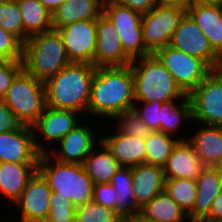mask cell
I'll return each instance as SVG.
<instances>
[{
  "label": "cell",
  "instance_id": "obj_45",
  "mask_svg": "<svg viewBox=\"0 0 222 222\" xmlns=\"http://www.w3.org/2000/svg\"><path fill=\"white\" fill-rule=\"evenodd\" d=\"M39 1L52 14L58 7H60L67 0H39Z\"/></svg>",
  "mask_w": 222,
  "mask_h": 222
},
{
  "label": "cell",
  "instance_id": "obj_4",
  "mask_svg": "<svg viewBox=\"0 0 222 222\" xmlns=\"http://www.w3.org/2000/svg\"><path fill=\"white\" fill-rule=\"evenodd\" d=\"M70 62L57 29L31 36L23 43V69L39 81L45 83Z\"/></svg>",
  "mask_w": 222,
  "mask_h": 222
},
{
  "label": "cell",
  "instance_id": "obj_14",
  "mask_svg": "<svg viewBox=\"0 0 222 222\" xmlns=\"http://www.w3.org/2000/svg\"><path fill=\"white\" fill-rule=\"evenodd\" d=\"M51 194L52 190L46 179L37 170L13 204L16 209L19 207V215L16 218L20 217L14 222H45L50 210Z\"/></svg>",
  "mask_w": 222,
  "mask_h": 222
},
{
  "label": "cell",
  "instance_id": "obj_1",
  "mask_svg": "<svg viewBox=\"0 0 222 222\" xmlns=\"http://www.w3.org/2000/svg\"><path fill=\"white\" fill-rule=\"evenodd\" d=\"M134 102V75L130 64L96 67L87 116L101 117L106 123L111 119L110 124L119 113L133 109Z\"/></svg>",
  "mask_w": 222,
  "mask_h": 222
},
{
  "label": "cell",
  "instance_id": "obj_31",
  "mask_svg": "<svg viewBox=\"0 0 222 222\" xmlns=\"http://www.w3.org/2000/svg\"><path fill=\"white\" fill-rule=\"evenodd\" d=\"M178 138L162 131H152L145 139L146 164L163 168Z\"/></svg>",
  "mask_w": 222,
  "mask_h": 222
},
{
  "label": "cell",
  "instance_id": "obj_25",
  "mask_svg": "<svg viewBox=\"0 0 222 222\" xmlns=\"http://www.w3.org/2000/svg\"><path fill=\"white\" fill-rule=\"evenodd\" d=\"M103 0H67L52 13V28L81 20L97 19L102 14Z\"/></svg>",
  "mask_w": 222,
  "mask_h": 222
},
{
  "label": "cell",
  "instance_id": "obj_46",
  "mask_svg": "<svg viewBox=\"0 0 222 222\" xmlns=\"http://www.w3.org/2000/svg\"><path fill=\"white\" fill-rule=\"evenodd\" d=\"M124 222H160V221L149 219L138 211L135 214L126 216L124 218Z\"/></svg>",
  "mask_w": 222,
  "mask_h": 222
},
{
  "label": "cell",
  "instance_id": "obj_50",
  "mask_svg": "<svg viewBox=\"0 0 222 222\" xmlns=\"http://www.w3.org/2000/svg\"><path fill=\"white\" fill-rule=\"evenodd\" d=\"M5 60L0 56V64L3 63Z\"/></svg>",
  "mask_w": 222,
  "mask_h": 222
},
{
  "label": "cell",
  "instance_id": "obj_12",
  "mask_svg": "<svg viewBox=\"0 0 222 222\" xmlns=\"http://www.w3.org/2000/svg\"><path fill=\"white\" fill-rule=\"evenodd\" d=\"M170 46L202 59L212 70L222 68V58L213 50L206 35L188 13L175 29Z\"/></svg>",
  "mask_w": 222,
  "mask_h": 222
},
{
  "label": "cell",
  "instance_id": "obj_35",
  "mask_svg": "<svg viewBox=\"0 0 222 222\" xmlns=\"http://www.w3.org/2000/svg\"><path fill=\"white\" fill-rule=\"evenodd\" d=\"M0 26L25 42L22 14L17 2L0 3Z\"/></svg>",
  "mask_w": 222,
  "mask_h": 222
},
{
  "label": "cell",
  "instance_id": "obj_2",
  "mask_svg": "<svg viewBox=\"0 0 222 222\" xmlns=\"http://www.w3.org/2000/svg\"><path fill=\"white\" fill-rule=\"evenodd\" d=\"M96 67L85 62H70L45 82L46 106L87 114Z\"/></svg>",
  "mask_w": 222,
  "mask_h": 222
},
{
  "label": "cell",
  "instance_id": "obj_3",
  "mask_svg": "<svg viewBox=\"0 0 222 222\" xmlns=\"http://www.w3.org/2000/svg\"><path fill=\"white\" fill-rule=\"evenodd\" d=\"M38 171L46 179L51 196H62L76 207L92 201L94 183L81 164L55 160L48 153H41Z\"/></svg>",
  "mask_w": 222,
  "mask_h": 222
},
{
  "label": "cell",
  "instance_id": "obj_16",
  "mask_svg": "<svg viewBox=\"0 0 222 222\" xmlns=\"http://www.w3.org/2000/svg\"><path fill=\"white\" fill-rule=\"evenodd\" d=\"M95 67L127 66L132 59L124 52L114 24L103 14L96 19Z\"/></svg>",
  "mask_w": 222,
  "mask_h": 222
},
{
  "label": "cell",
  "instance_id": "obj_37",
  "mask_svg": "<svg viewBox=\"0 0 222 222\" xmlns=\"http://www.w3.org/2000/svg\"><path fill=\"white\" fill-rule=\"evenodd\" d=\"M162 103L159 100L135 101L133 110L152 131H160V121H162V108L160 107Z\"/></svg>",
  "mask_w": 222,
  "mask_h": 222
},
{
  "label": "cell",
  "instance_id": "obj_10",
  "mask_svg": "<svg viewBox=\"0 0 222 222\" xmlns=\"http://www.w3.org/2000/svg\"><path fill=\"white\" fill-rule=\"evenodd\" d=\"M186 13V9L157 5L143 14L141 24L145 47L154 54L170 45L174 31Z\"/></svg>",
  "mask_w": 222,
  "mask_h": 222
},
{
  "label": "cell",
  "instance_id": "obj_33",
  "mask_svg": "<svg viewBox=\"0 0 222 222\" xmlns=\"http://www.w3.org/2000/svg\"><path fill=\"white\" fill-rule=\"evenodd\" d=\"M76 222H124V218L116 210L92 200L77 207Z\"/></svg>",
  "mask_w": 222,
  "mask_h": 222
},
{
  "label": "cell",
  "instance_id": "obj_17",
  "mask_svg": "<svg viewBox=\"0 0 222 222\" xmlns=\"http://www.w3.org/2000/svg\"><path fill=\"white\" fill-rule=\"evenodd\" d=\"M40 154L32 126L22 124L16 130L0 133V162L38 164Z\"/></svg>",
  "mask_w": 222,
  "mask_h": 222
},
{
  "label": "cell",
  "instance_id": "obj_27",
  "mask_svg": "<svg viewBox=\"0 0 222 222\" xmlns=\"http://www.w3.org/2000/svg\"><path fill=\"white\" fill-rule=\"evenodd\" d=\"M83 166L95 185L110 183L121 167L101 140L87 156Z\"/></svg>",
  "mask_w": 222,
  "mask_h": 222
},
{
  "label": "cell",
  "instance_id": "obj_5",
  "mask_svg": "<svg viewBox=\"0 0 222 222\" xmlns=\"http://www.w3.org/2000/svg\"><path fill=\"white\" fill-rule=\"evenodd\" d=\"M135 101L162 102L185 98L186 94L155 54L133 59Z\"/></svg>",
  "mask_w": 222,
  "mask_h": 222
},
{
  "label": "cell",
  "instance_id": "obj_11",
  "mask_svg": "<svg viewBox=\"0 0 222 222\" xmlns=\"http://www.w3.org/2000/svg\"><path fill=\"white\" fill-rule=\"evenodd\" d=\"M82 119H84L82 115L76 111L46 106L44 112L32 126L36 149L40 153H47L54 144H57Z\"/></svg>",
  "mask_w": 222,
  "mask_h": 222
},
{
  "label": "cell",
  "instance_id": "obj_29",
  "mask_svg": "<svg viewBox=\"0 0 222 222\" xmlns=\"http://www.w3.org/2000/svg\"><path fill=\"white\" fill-rule=\"evenodd\" d=\"M139 212L160 222H191L183 209L164 191L145 204Z\"/></svg>",
  "mask_w": 222,
  "mask_h": 222
},
{
  "label": "cell",
  "instance_id": "obj_43",
  "mask_svg": "<svg viewBox=\"0 0 222 222\" xmlns=\"http://www.w3.org/2000/svg\"><path fill=\"white\" fill-rule=\"evenodd\" d=\"M200 222H222V190L213 200L209 214Z\"/></svg>",
  "mask_w": 222,
  "mask_h": 222
},
{
  "label": "cell",
  "instance_id": "obj_24",
  "mask_svg": "<svg viewBox=\"0 0 222 222\" xmlns=\"http://www.w3.org/2000/svg\"><path fill=\"white\" fill-rule=\"evenodd\" d=\"M38 170V164L0 162V195L13 203L20 197L30 178Z\"/></svg>",
  "mask_w": 222,
  "mask_h": 222
},
{
  "label": "cell",
  "instance_id": "obj_30",
  "mask_svg": "<svg viewBox=\"0 0 222 222\" xmlns=\"http://www.w3.org/2000/svg\"><path fill=\"white\" fill-rule=\"evenodd\" d=\"M110 184L115 188L118 196L116 200V211L123 218L135 214V197L131 167L121 166L112 178Z\"/></svg>",
  "mask_w": 222,
  "mask_h": 222
},
{
  "label": "cell",
  "instance_id": "obj_18",
  "mask_svg": "<svg viewBox=\"0 0 222 222\" xmlns=\"http://www.w3.org/2000/svg\"><path fill=\"white\" fill-rule=\"evenodd\" d=\"M205 166L187 140H179L163 167L165 180H196Z\"/></svg>",
  "mask_w": 222,
  "mask_h": 222
},
{
  "label": "cell",
  "instance_id": "obj_8",
  "mask_svg": "<svg viewBox=\"0 0 222 222\" xmlns=\"http://www.w3.org/2000/svg\"><path fill=\"white\" fill-rule=\"evenodd\" d=\"M189 97L192 123L222 126V68L213 69Z\"/></svg>",
  "mask_w": 222,
  "mask_h": 222
},
{
  "label": "cell",
  "instance_id": "obj_19",
  "mask_svg": "<svg viewBox=\"0 0 222 222\" xmlns=\"http://www.w3.org/2000/svg\"><path fill=\"white\" fill-rule=\"evenodd\" d=\"M131 173L135 211L138 212L157 194L164 191L165 177L163 168L145 163L131 167Z\"/></svg>",
  "mask_w": 222,
  "mask_h": 222
},
{
  "label": "cell",
  "instance_id": "obj_22",
  "mask_svg": "<svg viewBox=\"0 0 222 222\" xmlns=\"http://www.w3.org/2000/svg\"><path fill=\"white\" fill-rule=\"evenodd\" d=\"M197 124L199 128L187 141L204 166L216 167L222 163V126Z\"/></svg>",
  "mask_w": 222,
  "mask_h": 222
},
{
  "label": "cell",
  "instance_id": "obj_36",
  "mask_svg": "<svg viewBox=\"0 0 222 222\" xmlns=\"http://www.w3.org/2000/svg\"><path fill=\"white\" fill-rule=\"evenodd\" d=\"M49 214L45 222H76V210L70 199L51 196Z\"/></svg>",
  "mask_w": 222,
  "mask_h": 222
},
{
  "label": "cell",
  "instance_id": "obj_9",
  "mask_svg": "<svg viewBox=\"0 0 222 222\" xmlns=\"http://www.w3.org/2000/svg\"><path fill=\"white\" fill-rule=\"evenodd\" d=\"M154 54L188 95L212 71L202 59L177 50L170 45L158 49Z\"/></svg>",
  "mask_w": 222,
  "mask_h": 222
},
{
  "label": "cell",
  "instance_id": "obj_38",
  "mask_svg": "<svg viewBox=\"0 0 222 222\" xmlns=\"http://www.w3.org/2000/svg\"><path fill=\"white\" fill-rule=\"evenodd\" d=\"M0 56L4 60H22L23 42L0 26Z\"/></svg>",
  "mask_w": 222,
  "mask_h": 222
},
{
  "label": "cell",
  "instance_id": "obj_13",
  "mask_svg": "<svg viewBox=\"0 0 222 222\" xmlns=\"http://www.w3.org/2000/svg\"><path fill=\"white\" fill-rule=\"evenodd\" d=\"M85 122L86 120H81L47 153L57 161L83 165L92 149L100 142L102 135L98 133L100 136H96V128Z\"/></svg>",
  "mask_w": 222,
  "mask_h": 222
},
{
  "label": "cell",
  "instance_id": "obj_15",
  "mask_svg": "<svg viewBox=\"0 0 222 222\" xmlns=\"http://www.w3.org/2000/svg\"><path fill=\"white\" fill-rule=\"evenodd\" d=\"M61 33L68 59L94 65L97 27L96 19L81 20L58 29Z\"/></svg>",
  "mask_w": 222,
  "mask_h": 222
},
{
  "label": "cell",
  "instance_id": "obj_6",
  "mask_svg": "<svg viewBox=\"0 0 222 222\" xmlns=\"http://www.w3.org/2000/svg\"><path fill=\"white\" fill-rule=\"evenodd\" d=\"M4 101L23 125L33 126L46 107L45 83L22 69L13 79Z\"/></svg>",
  "mask_w": 222,
  "mask_h": 222
},
{
  "label": "cell",
  "instance_id": "obj_39",
  "mask_svg": "<svg viewBox=\"0 0 222 222\" xmlns=\"http://www.w3.org/2000/svg\"><path fill=\"white\" fill-rule=\"evenodd\" d=\"M22 69V60H5L0 64V98H5L13 79Z\"/></svg>",
  "mask_w": 222,
  "mask_h": 222
},
{
  "label": "cell",
  "instance_id": "obj_34",
  "mask_svg": "<svg viewBox=\"0 0 222 222\" xmlns=\"http://www.w3.org/2000/svg\"><path fill=\"white\" fill-rule=\"evenodd\" d=\"M112 123L116 124L114 128H117L120 133L132 137L146 139L152 132L133 109L119 113Z\"/></svg>",
  "mask_w": 222,
  "mask_h": 222
},
{
  "label": "cell",
  "instance_id": "obj_41",
  "mask_svg": "<svg viewBox=\"0 0 222 222\" xmlns=\"http://www.w3.org/2000/svg\"><path fill=\"white\" fill-rule=\"evenodd\" d=\"M22 123L18 120L12 110L0 98V133L18 129Z\"/></svg>",
  "mask_w": 222,
  "mask_h": 222
},
{
  "label": "cell",
  "instance_id": "obj_26",
  "mask_svg": "<svg viewBox=\"0 0 222 222\" xmlns=\"http://www.w3.org/2000/svg\"><path fill=\"white\" fill-rule=\"evenodd\" d=\"M162 121H160V131L172 135L179 140H187L189 135L182 136L180 131L185 127V123L192 124V105L189 95L178 100H170L161 104ZM180 129V130H179ZM176 134V135H175ZM178 134V135H177Z\"/></svg>",
  "mask_w": 222,
  "mask_h": 222
},
{
  "label": "cell",
  "instance_id": "obj_20",
  "mask_svg": "<svg viewBox=\"0 0 222 222\" xmlns=\"http://www.w3.org/2000/svg\"><path fill=\"white\" fill-rule=\"evenodd\" d=\"M115 133L101 136V141L111 151L120 166L134 167L139 164H146L145 139L128 136L120 133L116 128Z\"/></svg>",
  "mask_w": 222,
  "mask_h": 222
},
{
  "label": "cell",
  "instance_id": "obj_28",
  "mask_svg": "<svg viewBox=\"0 0 222 222\" xmlns=\"http://www.w3.org/2000/svg\"><path fill=\"white\" fill-rule=\"evenodd\" d=\"M22 14L25 41L36 34L52 29V14L39 0L17 2Z\"/></svg>",
  "mask_w": 222,
  "mask_h": 222
},
{
  "label": "cell",
  "instance_id": "obj_42",
  "mask_svg": "<svg viewBox=\"0 0 222 222\" xmlns=\"http://www.w3.org/2000/svg\"><path fill=\"white\" fill-rule=\"evenodd\" d=\"M117 3L131 8L140 14H146L157 6L156 0H114Z\"/></svg>",
  "mask_w": 222,
  "mask_h": 222
},
{
  "label": "cell",
  "instance_id": "obj_48",
  "mask_svg": "<svg viewBox=\"0 0 222 222\" xmlns=\"http://www.w3.org/2000/svg\"><path fill=\"white\" fill-rule=\"evenodd\" d=\"M220 172V176H221V179H222V163L219 164L218 166H216Z\"/></svg>",
  "mask_w": 222,
  "mask_h": 222
},
{
  "label": "cell",
  "instance_id": "obj_49",
  "mask_svg": "<svg viewBox=\"0 0 222 222\" xmlns=\"http://www.w3.org/2000/svg\"><path fill=\"white\" fill-rule=\"evenodd\" d=\"M20 0H0V3H3V2H18Z\"/></svg>",
  "mask_w": 222,
  "mask_h": 222
},
{
  "label": "cell",
  "instance_id": "obj_21",
  "mask_svg": "<svg viewBox=\"0 0 222 222\" xmlns=\"http://www.w3.org/2000/svg\"><path fill=\"white\" fill-rule=\"evenodd\" d=\"M197 197L187 214L191 222L202 221L210 212L213 200L222 190V179L217 167L205 166L196 179Z\"/></svg>",
  "mask_w": 222,
  "mask_h": 222
},
{
  "label": "cell",
  "instance_id": "obj_40",
  "mask_svg": "<svg viewBox=\"0 0 222 222\" xmlns=\"http://www.w3.org/2000/svg\"><path fill=\"white\" fill-rule=\"evenodd\" d=\"M117 198V192L110 183L94 185L92 200L101 204L103 207L116 210Z\"/></svg>",
  "mask_w": 222,
  "mask_h": 222
},
{
  "label": "cell",
  "instance_id": "obj_47",
  "mask_svg": "<svg viewBox=\"0 0 222 222\" xmlns=\"http://www.w3.org/2000/svg\"><path fill=\"white\" fill-rule=\"evenodd\" d=\"M202 4H220L222 5V0H194Z\"/></svg>",
  "mask_w": 222,
  "mask_h": 222
},
{
  "label": "cell",
  "instance_id": "obj_7",
  "mask_svg": "<svg viewBox=\"0 0 222 222\" xmlns=\"http://www.w3.org/2000/svg\"><path fill=\"white\" fill-rule=\"evenodd\" d=\"M102 14L116 27L124 52L133 60L152 54L143 41L142 14L114 0H104Z\"/></svg>",
  "mask_w": 222,
  "mask_h": 222
},
{
  "label": "cell",
  "instance_id": "obj_23",
  "mask_svg": "<svg viewBox=\"0 0 222 222\" xmlns=\"http://www.w3.org/2000/svg\"><path fill=\"white\" fill-rule=\"evenodd\" d=\"M187 13L206 35L213 50L222 58V5L194 1Z\"/></svg>",
  "mask_w": 222,
  "mask_h": 222
},
{
  "label": "cell",
  "instance_id": "obj_32",
  "mask_svg": "<svg viewBox=\"0 0 222 222\" xmlns=\"http://www.w3.org/2000/svg\"><path fill=\"white\" fill-rule=\"evenodd\" d=\"M164 190L186 214L193 209L197 197L196 180L168 179Z\"/></svg>",
  "mask_w": 222,
  "mask_h": 222
},
{
  "label": "cell",
  "instance_id": "obj_44",
  "mask_svg": "<svg viewBox=\"0 0 222 222\" xmlns=\"http://www.w3.org/2000/svg\"><path fill=\"white\" fill-rule=\"evenodd\" d=\"M157 5L188 9L194 0H156Z\"/></svg>",
  "mask_w": 222,
  "mask_h": 222
}]
</instances>
